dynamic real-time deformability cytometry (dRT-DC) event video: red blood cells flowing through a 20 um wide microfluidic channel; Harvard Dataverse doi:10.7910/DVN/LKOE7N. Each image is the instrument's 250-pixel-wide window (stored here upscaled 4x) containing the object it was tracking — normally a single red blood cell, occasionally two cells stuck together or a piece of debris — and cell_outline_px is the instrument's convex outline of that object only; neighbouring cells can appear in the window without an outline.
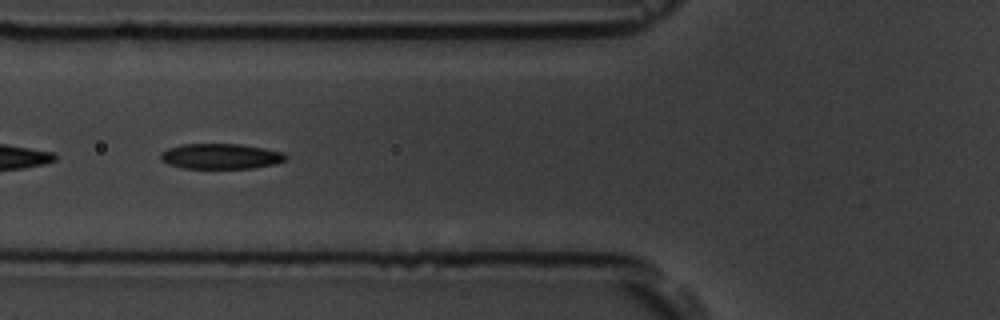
{"species": "common noctule bat (a hibernating species)", "species_latin": "Nyctalus noctula", "temperature_condition": "room temperature", "stored_images_in_passage": 42, "camera_frame_rate_fps": 3000, "um_per_image_px": 0.085, "animal": {"sex": "male", "body_mass_g": 19.5, "forearm_length_mm": 54.6}, "frame": {"image": 1, "passage_image": 13, "time_ms": 4.0, "image_size_px": [1000, 320], "cell_outline_px": [[288, 156], [284, 160], [276, 164], [252, 168], [184, 168], [168, 164], [160, 160], [160, 152], [168, 148], [184, 144], [240, 144], [264, 148], [284, 152]], "centroid_in_image_um": [18.76, 13.28], "position_along_channel_um": 107.0, "area_um2": 18.55}}
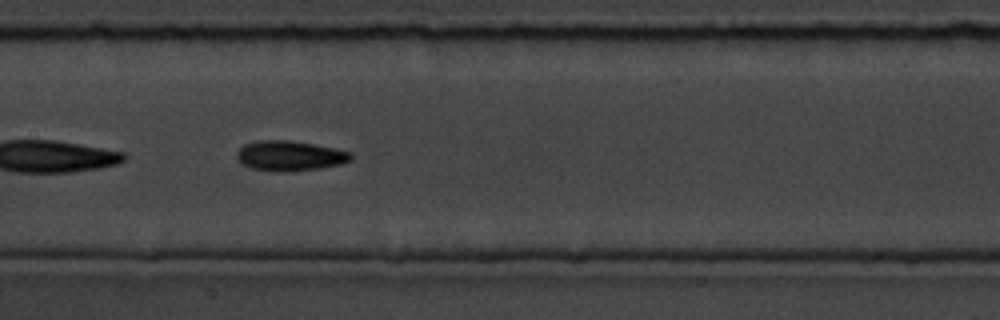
{"frame": {"image": 2, "passage_image": 19, "time_ms": 6.0, "image_size_px": [1000, 320], "cell_outline_px": [[352, 160], [340, 164], [320, 168], [292, 172], [272, 172], [252, 168], [240, 164], [236, 160], [236, 152], [244, 144], [256, 140], [288, 140], [312, 144], [352, 152]], "centroid_in_image_um": [24.58, 13.26], "position_along_channel_um": 182.8, "area_um2": 20.29}, "authors_computed_cell_mechanics": {"area_um2": 18.5538, "velocity_mm_per_s": 3.7768, "shape_relaxation_time_tau1_ms": 2.566, "shape_relaxation_time_tau2_ms": 1.6085, "deformation_change_tau1": 0.1147, "deformation_change_tau2": 0.0695}}